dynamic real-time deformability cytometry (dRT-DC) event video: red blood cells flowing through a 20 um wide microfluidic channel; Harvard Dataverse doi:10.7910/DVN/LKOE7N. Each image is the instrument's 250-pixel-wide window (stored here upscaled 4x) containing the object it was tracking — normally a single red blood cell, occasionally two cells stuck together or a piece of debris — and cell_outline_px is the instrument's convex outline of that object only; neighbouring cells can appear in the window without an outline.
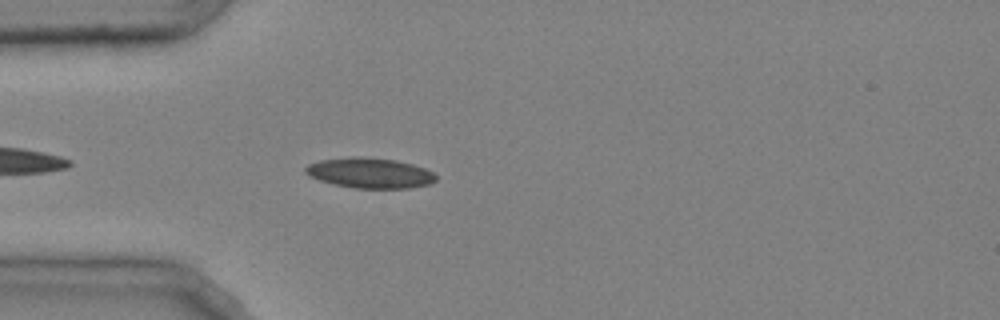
{"species": "common noctule bat (a hibernating species)", "species_latin": "Nyctalus noctula", "temperature_condition": "cold", "stored_images_in_passage": 38, "camera_frame_rate_fps": 3000, "um_per_image_px": 0.085, "animal": {"sex": "male", "body_mass_g": 20.4}, "frame": {"image": 1, "passage_image": 4, "time_ms": 1.0, "image_size_px": [1000, 320], "cell_outline_px": [[436, 180], [432, 184], [408, 188], [352, 188], [332, 184], [308, 176], [304, 172], [304, 168], [308, 164], [320, 160], [352, 156], [360, 156], [396, 160], [412, 164], [424, 168], [432, 172], [436, 176]], "centroid_in_image_um": [31.41, 14.7], "position_along_channel_um": 53.6, "area_um2": 23.24}}
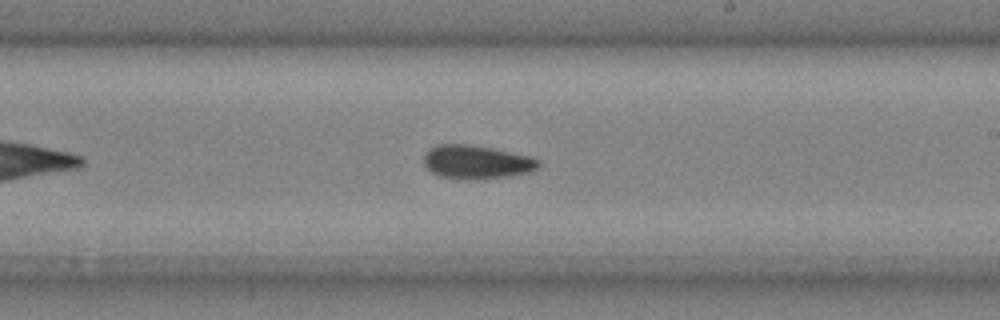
{"frame": {"image": 2, "passage_image": 19, "time_ms": 6.0, "image_size_px": [1000, 320], "cell_outline_px": [[540, 164], [536, 168], [528, 172], [504, 176], [464, 180], [440, 176], [432, 172], [424, 164], [424, 156], [432, 148], [440, 144], [468, 144], [492, 148], [532, 156], [540, 160]], "centroid_in_image_um": [40.51, 13.76], "position_along_channel_um": 248.5, "area_um2": 22.14}}
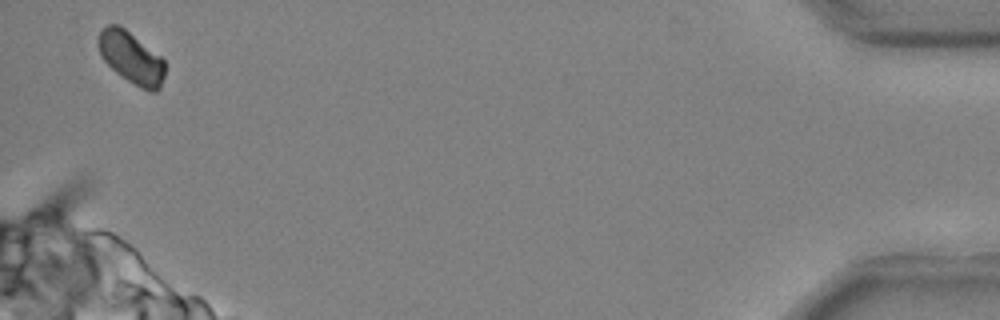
{"frame": {"image": 3, "passage_image": 37, "time_ms": 12.0, "image_size_px": [1000, 320], "cell_outline_px": [[164, 76], [160, 88], [156, 92], [148, 92], [140, 88], [116, 72], [100, 56], [96, 44], [96, 40], [100, 32], [108, 24], [116, 24], [124, 28], [160, 56], [164, 60]], "centroid_in_image_um": [11.13, 4.92], "position_along_channel_um": 424.1, "area_um2": 20.06}, "authors_computed_cell_mechanics": {"area_um2": 21.675, "velocity_mm_per_s": 4.0271, "shape_relaxation_time_tau1_ms": null, "shape_relaxation_time_tau2_ms": 4.18, "deformation_change_tau1": null, "deformation_change_tau2": 0.087}}